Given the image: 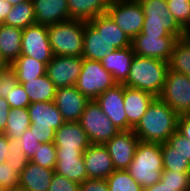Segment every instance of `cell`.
<instances>
[{"mask_svg": "<svg viewBox=\"0 0 190 191\" xmlns=\"http://www.w3.org/2000/svg\"><path fill=\"white\" fill-rule=\"evenodd\" d=\"M178 117L168 104L156 97L132 130L142 142L162 144L177 131Z\"/></svg>", "mask_w": 190, "mask_h": 191, "instance_id": "obj_1", "label": "cell"}, {"mask_svg": "<svg viewBox=\"0 0 190 191\" xmlns=\"http://www.w3.org/2000/svg\"><path fill=\"white\" fill-rule=\"evenodd\" d=\"M169 63L134 55L124 86L149 92L159 97L163 91Z\"/></svg>", "mask_w": 190, "mask_h": 191, "instance_id": "obj_2", "label": "cell"}, {"mask_svg": "<svg viewBox=\"0 0 190 191\" xmlns=\"http://www.w3.org/2000/svg\"><path fill=\"white\" fill-rule=\"evenodd\" d=\"M163 170L161 144L139 141L127 168L131 177L145 189L160 181Z\"/></svg>", "mask_w": 190, "mask_h": 191, "instance_id": "obj_3", "label": "cell"}, {"mask_svg": "<svg viewBox=\"0 0 190 191\" xmlns=\"http://www.w3.org/2000/svg\"><path fill=\"white\" fill-rule=\"evenodd\" d=\"M138 1L144 11L142 34L182 38L183 28L171 16L166 0Z\"/></svg>", "mask_w": 190, "mask_h": 191, "instance_id": "obj_4", "label": "cell"}, {"mask_svg": "<svg viewBox=\"0 0 190 191\" xmlns=\"http://www.w3.org/2000/svg\"><path fill=\"white\" fill-rule=\"evenodd\" d=\"M85 21L70 19L48 26L53 55L82 56Z\"/></svg>", "mask_w": 190, "mask_h": 191, "instance_id": "obj_5", "label": "cell"}, {"mask_svg": "<svg viewBox=\"0 0 190 191\" xmlns=\"http://www.w3.org/2000/svg\"><path fill=\"white\" fill-rule=\"evenodd\" d=\"M27 109L31 120L29 129L34 131L39 143L54 142L55 131L65 123L54 101L34 102Z\"/></svg>", "mask_w": 190, "mask_h": 191, "instance_id": "obj_6", "label": "cell"}, {"mask_svg": "<svg viewBox=\"0 0 190 191\" xmlns=\"http://www.w3.org/2000/svg\"><path fill=\"white\" fill-rule=\"evenodd\" d=\"M78 122L86 131L91 144H105L120 131L95 100L86 104Z\"/></svg>", "mask_w": 190, "mask_h": 191, "instance_id": "obj_7", "label": "cell"}, {"mask_svg": "<svg viewBox=\"0 0 190 191\" xmlns=\"http://www.w3.org/2000/svg\"><path fill=\"white\" fill-rule=\"evenodd\" d=\"M116 84L112 74L103 68L100 61L83 59L81 73L75 87L89 100H95Z\"/></svg>", "mask_w": 190, "mask_h": 191, "instance_id": "obj_8", "label": "cell"}, {"mask_svg": "<svg viewBox=\"0 0 190 191\" xmlns=\"http://www.w3.org/2000/svg\"><path fill=\"white\" fill-rule=\"evenodd\" d=\"M107 14L131 40L141 33L144 11L138 0L113 1Z\"/></svg>", "mask_w": 190, "mask_h": 191, "instance_id": "obj_9", "label": "cell"}, {"mask_svg": "<svg viewBox=\"0 0 190 191\" xmlns=\"http://www.w3.org/2000/svg\"><path fill=\"white\" fill-rule=\"evenodd\" d=\"M159 98L178 115L190 114V77L169 69Z\"/></svg>", "mask_w": 190, "mask_h": 191, "instance_id": "obj_10", "label": "cell"}, {"mask_svg": "<svg viewBox=\"0 0 190 191\" xmlns=\"http://www.w3.org/2000/svg\"><path fill=\"white\" fill-rule=\"evenodd\" d=\"M21 56H30L45 65L52 60L47 26L35 23L23 29Z\"/></svg>", "mask_w": 190, "mask_h": 191, "instance_id": "obj_11", "label": "cell"}, {"mask_svg": "<svg viewBox=\"0 0 190 191\" xmlns=\"http://www.w3.org/2000/svg\"><path fill=\"white\" fill-rule=\"evenodd\" d=\"M82 56H57L46 65V75L58 88L75 86L82 69Z\"/></svg>", "mask_w": 190, "mask_h": 191, "instance_id": "obj_12", "label": "cell"}, {"mask_svg": "<svg viewBox=\"0 0 190 191\" xmlns=\"http://www.w3.org/2000/svg\"><path fill=\"white\" fill-rule=\"evenodd\" d=\"M177 40V37H158L140 33L131 40V46L137 56L155 58L169 63Z\"/></svg>", "mask_w": 190, "mask_h": 191, "instance_id": "obj_13", "label": "cell"}, {"mask_svg": "<svg viewBox=\"0 0 190 191\" xmlns=\"http://www.w3.org/2000/svg\"><path fill=\"white\" fill-rule=\"evenodd\" d=\"M139 139L133 130L119 131L104 145L108 149L115 170H127L134 158Z\"/></svg>", "mask_w": 190, "mask_h": 191, "instance_id": "obj_14", "label": "cell"}, {"mask_svg": "<svg viewBox=\"0 0 190 191\" xmlns=\"http://www.w3.org/2000/svg\"><path fill=\"white\" fill-rule=\"evenodd\" d=\"M95 101L120 131L133 129L128 124L127 115L124 111L123 84H116L113 88L107 89Z\"/></svg>", "mask_w": 190, "mask_h": 191, "instance_id": "obj_15", "label": "cell"}, {"mask_svg": "<svg viewBox=\"0 0 190 191\" xmlns=\"http://www.w3.org/2000/svg\"><path fill=\"white\" fill-rule=\"evenodd\" d=\"M89 101L75 86L58 88L54 99L65 122L79 121Z\"/></svg>", "mask_w": 190, "mask_h": 191, "instance_id": "obj_16", "label": "cell"}, {"mask_svg": "<svg viewBox=\"0 0 190 191\" xmlns=\"http://www.w3.org/2000/svg\"><path fill=\"white\" fill-rule=\"evenodd\" d=\"M56 151L84 152L90 145L86 131L77 122H65L55 131Z\"/></svg>", "mask_w": 190, "mask_h": 191, "instance_id": "obj_17", "label": "cell"}, {"mask_svg": "<svg viewBox=\"0 0 190 191\" xmlns=\"http://www.w3.org/2000/svg\"><path fill=\"white\" fill-rule=\"evenodd\" d=\"M83 160L88 179H106L115 171L104 144H91L83 152Z\"/></svg>", "mask_w": 190, "mask_h": 191, "instance_id": "obj_18", "label": "cell"}, {"mask_svg": "<svg viewBox=\"0 0 190 191\" xmlns=\"http://www.w3.org/2000/svg\"><path fill=\"white\" fill-rule=\"evenodd\" d=\"M35 21L43 26H52L70 20L68 0H32Z\"/></svg>", "mask_w": 190, "mask_h": 191, "instance_id": "obj_19", "label": "cell"}, {"mask_svg": "<svg viewBox=\"0 0 190 191\" xmlns=\"http://www.w3.org/2000/svg\"><path fill=\"white\" fill-rule=\"evenodd\" d=\"M134 55L132 46L115 49L102 58L100 63L112 74L117 84H123L128 78Z\"/></svg>", "mask_w": 190, "mask_h": 191, "instance_id": "obj_20", "label": "cell"}, {"mask_svg": "<svg viewBox=\"0 0 190 191\" xmlns=\"http://www.w3.org/2000/svg\"><path fill=\"white\" fill-rule=\"evenodd\" d=\"M54 172L77 183L87 178L83 152L56 151Z\"/></svg>", "mask_w": 190, "mask_h": 191, "instance_id": "obj_21", "label": "cell"}, {"mask_svg": "<svg viewBox=\"0 0 190 191\" xmlns=\"http://www.w3.org/2000/svg\"><path fill=\"white\" fill-rule=\"evenodd\" d=\"M156 97L146 91L124 86V111L128 124L134 128Z\"/></svg>", "mask_w": 190, "mask_h": 191, "instance_id": "obj_22", "label": "cell"}, {"mask_svg": "<svg viewBox=\"0 0 190 191\" xmlns=\"http://www.w3.org/2000/svg\"><path fill=\"white\" fill-rule=\"evenodd\" d=\"M54 169H48L31 161L20 174L19 188L24 191H48Z\"/></svg>", "mask_w": 190, "mask_h": 191, "instance_id": "obj_23", "label": "cell"}, {"mask_svg": "<svg viewBox=\"0 0 190 191\" xmlns=\"http://www.w3.org/2000/svg\"><path fill=\"white\" fill-rule=\"evenodd\" d=\"M88 22L114 50L131 47V39L116 25L107 13L99 15Z\"/></svg>", "mask_w": 190, "mask_h": 191, "instance_id": "obj_24", "label": "cell"}, {"mask_svg": "<svg viewBox=\"0 0 190 191\" xmlns=\"http://www.w3.org/2000/svg\"><path fill=\"white\" fill-rule=\"evenodd\" d=\"M113 50L103 36L99 35L97 30L85 21L82 57L88 60L101 61Z\"/></svg>", "mask_w": 190, "mask_h": 191, "instance_id": "obj_25", "label": "cell"}, {"mask_svg": "<svg viewBox=\"0 0 190 191\" xmlns=\"http://www.w3.org/2000/svg\"><path fill=\"white\" fill-rule=\"evenodd\" d=\"M110 3V0H68L69 15L71 19L88 22L106 14Z\"/></svg>", "mask_w": 190, "mask_h": 191, "instance_id": "obj_26", "label": "cell"}, {"mask_svg": "<svg viewBox=\"0 0 190 191\" xmlns=\"http://www.w3.org/2000/svg\"><path fill=\"white\" fill-rule=\"evenodd\" d=\"M22 34L23 29L0 23V51L9 64L21 56Z\"/></svg>", "mask_w": 190, "mask_h": 191, "instance_id": "obj_27", "label": "cell"}, {"mask_svg": "<svg viewBox=\"0 0 190 191\" xmlns=\"http://www.w3.org/2000/svg\"><path fill=\"white\" fill-rule=\"evenodd\" d=\"M27 93L30 103L54 101L57 88L48 76L42 75L36 79L21 84Z\"/></svg>", "mask_w": 190, "mask_h": 191, "instance_id": "obj_28", "label": "cell"}, {"mask_svg": "<svg viewBox=\"0 0 190 191\" xmlns=\"http://www.w3.org/2000/svg\"><path fill=\"white\" fill-rule=\"evenodd\" d=\"M10 66L14 69L19 84L46 74V65L30 56H19Z\"/></svg>", "mask_w": 190, "mask_h": 191, "instance_id": "obj_29", "label": "cell"}, {"mask_svg": "<svg viewBox=\"0 0 190 191\" xmlns=\"http://www.w3.org/2000/svg\"><path fill=\"white\" fill-rule=\"evenodd\" d=\"M35 11L32 0H26L14 5L2 24L25 29L35 24Z\"/></svg>", "mask_w": 190, "mask_h": 191, "instance_id": "obj_30", "label": "cell"}, {"mask_svg": "<svg viewBox=\"0 0 190 191\" xmlns=\"http://www.w3.org/2000/svg\"><path fill=\"white\" fill-rule=\"evenodd\" d=\"M31 126L27 108L10 109L7 125L3 132L9 139L19 140L22 134Z\"/></svg>", "mask_w": 190, "mask_h": 191, "instance_id": "obj_31", "label": "cell"}, {"mask_svg": "<svg viewBox=\"0 0 190 191\" xmlns=\"http://www.w3.org/2000/svg\"><path fill=\"white\" fill-rule=\"evenodd\" d=\"M169 69L190 77V43L179 38L173 48Z\"/></svg>", "mask_w": 190, "mask_h": 191, "instance_id": "obj_32", "label": "cell"}, {"mask_svg": "<svg viewBox=\"0 0 190 191\" xmlns=\"http://www.w3.org/2000/svg\"><path fill=\"white\" fill-rule=\"evenodd\" d=\"M164 170L190 172V161L187 157L171 147L167 142L161 144Z\"/></svg>", "mask_w": 190, "mask_h": 191, "instance_id": "obj_33", "label": "cell"}, {"mask_svg": "<svg viewBox=\"0 0 190 191\" xmlns=\"http://www.w3.org/2000/svg\"><path fill=\"white\" fill-rule=\"evenodd\" d=\"M106 180L109 191H143L127 170H115Z\"/></svg>", "mask_w": 190, "mask_h": 191, "instance_id": "obj_34", "label": "cell"}, {"mask_svg": "<svg viewBox=\"0 0 190 191\" xmlns=\"http://www.w3.org/2000/svg\"><path fill=\"white\" fill-rule=\"evenodd\" d=\"M30 161L42 167L54 169L56 164L55 144L53 142L46 144L39 143L37 153L34 154Z\"/></svg>", "mask_w": 190, "mask_h": 191, "instance_id": "obj_35", "label": "cell"}, {"mask_svg": "<svg viewBox=\"0 0 190 191\" xmlns=\"http://www.w3.org/2000/svg\"><path fill=\"white\" fill-rule=\"evenodd\" d=\"M160 181L177 191H190V172L163 170Z\"/></svg>", "mask_w": 190, "mask_h": 191, "instance_id": "obj_36", "label": "cell"}, {"mask_svg": "<svg viewBox=\"0 0 190 191\" xmlns=\"http://www.w3.org/2000/svg\"><path fill=\"white\" fill-rule=\"evenodd\" d=\"M171 16L184 28L190 23V0H166Z\"/></svg>", "mask_w": 190, "mask_h": 191, "instance_id": "obj_37", "label": "cell"}, {"mask_svg": "<svg viewBox=\"0 0 190 191\" xmlns=\"http://www.w3.org/2000/svg\"><path fill=\"white\" fill-rule=\"evenodd\" d=\"M8 147H9V158L6 159V162L10 164L12 168H15V171L19 174L23 171L26 165L29 163V159L26 154L23 152L17 140H12L8 138Z\"/></svg>", "mask_w": 190, "mask_h": 191, "instance_id": "obj_38", "label": "cell"}, {"mask_svg": "<svg viewBox=\"0 0 190 191\" xmlns=\"http://www.w3.org/2000/svg\"><path fill=\"white\" fill-rule=\"evenodd\" d=\"M17 84H19L18 79L10 65L0 69V98L6 99Z\"/></svg>", "mask_w": 190, "mask_h": 191, "instance_id": "obj_39", "label": "cell"}, {"mask_svg": "<svg viewBox=\"0 0 190 191\" xmlns=\"http://www.w3.org/2000/svg\"><path fill=\"white\" fill-rule=\"evenodd\" d=\"M20 174L15 171L7 162L0 163V186L12 189H18Z\"/></svg>", "mask_w": 190, "mask_h": 191, "instance_id": "obj_40", "label": "cell"}, {"mask_svg": "<svg viewBox=\"0 0 190 191\" xmlns=\"http://www.w3.org/2000/svg\"><path fill=\"white\" fill-rule=\"evenodd\" d=\"M11 109L27 108L31 103L27 93L21 84H17L6 98Z\"/></svg>", "mask_w": 190, "mask_h": 191, "instance_id": "obj_41", "label": "cell"}, {"mask_svg": "<svg viewBox=\"0 0 190 191\" xmlns=\"http://www.w3.org/2000/svg\"><path fill=\"white\" fill-rule=\"evenodd\" d=\"M18 143L29 160L32 159L39 148V141L37 140L34 131H31L30 129H27L22 134Z\"/></svg>", "mask_w": 190, "mask_h": 191, "instance_id": "obj_42", "label": "cell"}, {"mask_svg": "<svg viewBox=\"0 0 190 191\" xmlns=\"http://www.w3.org/2000/svg\"><path fill=\"white\" fill-rule=\"evenodd\" d=\"M48 191H80V183L54 172Z\"/></svg>", "mask_w": 190, "mask_h": 191, "instance_id": "obj_43", "label": "cell"}, {"mask_svg": "<svg viewBox=\"0 0 190 191\" xmlns=\"http://www.w3.org/2000/svg\"><path fill=\"white\" fill-rule=\"evenodd\" d=\"M167 143L173 147L176 152L185 155L190 161V141L187 138L176 131L168 138Z\"/></svg>", "mask_w": 190, "mask_h": 191, "instance_id": "obj_44", "label": "cell"}, {"mask_svg": "<svg viewBox=\"0 0 190 191\" xmlns=\"http://www.w3.org/2000/svg\"><path fill=\"white\" fill-rule=\"evenodd\" d=\"M80 191H109L106 179H85L80 183Z\"/></svg>", "mask_w": 190, "mask_h": 191, "instance_id": "obj_45", "label": "cell"}, {"mask_svg": "<svg viewBox=\"0 0 190 191\" xmlns=\"http://www.w3.org/2000/svg\"><path fill=\"white\" fill-rule=\"evenodd\" d=\"M177 132L190 141V114H181L177 121Z\"/></svg>", "mask_w": 190, "mask_h": 191, "instance_id": "obj_46", "label": "cell"}, {"mask_svg": "<svg viewBox=\"0 0 190 191\" xmlns=\"http://www.w3.org/2000/svg\"><path fill=\"white\" fill-rule=\"evenodd\" d=\"M10 105L5 98H0V133L5 131Z\"/></svg>", "mask_w": 190, "mask_h": 191, "instance_id": "obj_47", "label": "cell"}, {"mask_svg": "<svg viewBox=\"0 0 190 191\" xmlns=\"http://www.w3.org/2000/svg\"><path fill=\"white\" fill-rule=\"evenodd\" d=\"M8 137L4 133H0V163H5L9 158Z\"/></svg>", "mask_w": 190, "mask_h": 191, "instance_id": "obj_48", "label": "cell"}, {"mask_svg": "<svg viewBox=\"0 0 190 191\" xmlns=\"http://www.w3.org/2000/svg\"><path fill=\"white\" fill-rule=\"evenodd\" d=\"M143 191H177V188L170 187L161 181H158L153 186L143 189Z\"/></svg>", "mask_w": 190, "mask_h": 191, "instance_id": "obj_49", "label": "cell"}, {"mask_svg": "<svg viewBox=\"0 0 190 191\" xmlns=\"http://www.w3.org/2000/svg\"><path fill=\"white\" fill-rule=\"evenodd\" d=\"M12 5L5 0H0V23H2L10 10L12 9Z\"/></svg>", "mask_w": 190, "mask_h": 191, "instance_id": "obj_50", "label": "cell"}, {"mask_svg": "<svg viewBox=\"0 0 190 191\" xmlns=\"http://www.w3.org/2000/svg\"><path fill=\"white\" fill-rule=\"evenodd\" d=\"M182 39L190 43V23L183 28Z\"/></svg>", "mask_w": 190, "mask_h": 191, "instance_id": "obj_51", "label": "cell"}, {"mask_svg": "<svg viewBox=\"0 0 190 191\" xmlns=\"http://www.w3.org/2000/svg\"><path fill=\"white\" fill-rule=\"evenodd\" d=\"M9 65L10 64L4 59V57L2 56L1 51H0V69H3Z\"/></svg>", "mask_w": 190, "mask_h": 191, "instance_id": "obj_52", "label": "cell"}, {"mask_svg": "<svg viewBox=\"0 0 190 191\" xmlns=\"http://www.w3.org/2000/svg\"><path fill=\"white\" fill-rule=\"evenodd\" d=\"M5 1L10 3L12 6H14V5H18L19 3L26 1V0H5Z\"/></svg>", "mask_w": 190, "mask_h": 191, "instance_id": "obj_53", "label": "cell"}, {"mask_svg": "<svg viewBox=\"0 0 190 191\" xmlns=\"http://www.w3.org/2000/svg\"><path fill=\"white\" fill-rule=\"evenodd\" d=\"M0 191H11V190L8 189V188H5V187L0 186Z\"/></svg>", "mask_w": 190, "mask_h": 191, "instance_id": "obj_54", "label": "cell"}, {"mask_svg": "<svg viewBox=\"0 0 190 191\" xmlns=\"http://www.w3.org/2000/svg\"><path fill=\"white\" fill-rule=\"evenodd\" d=\"M11 191H24V190L18 188V189H12Z\"/></svg>", "mask_w": 190, "mask_h": 191, "instance_id": "obj_55", "label": "cell"}]
</instances>
